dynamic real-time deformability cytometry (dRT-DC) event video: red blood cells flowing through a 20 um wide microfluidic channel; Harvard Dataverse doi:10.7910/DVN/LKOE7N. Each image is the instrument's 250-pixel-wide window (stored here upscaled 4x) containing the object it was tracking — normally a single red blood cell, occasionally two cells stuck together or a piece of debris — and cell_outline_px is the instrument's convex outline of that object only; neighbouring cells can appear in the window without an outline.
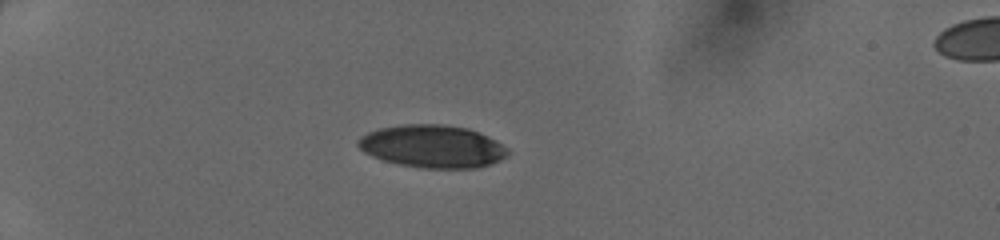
{"species": "human", "species_latin": "Homo sapiens", "temperature_condition": "cold", "stored_images_in_passage": 35, "camera_frame_rate_fps": 3000, "um_per_image_px": 0.085, "donor": {"sex": "female"}, "frame": {"image": 1, "passage_image": 1, "time_ms": 0.0, "image_size_px": [1000, 240], "cell_outline_px": [[508, 156], [492, 164], [476, 168], [420, 168], [400, 164], [384, 160], [372, 156], [364, 152], [356, 144], [356, 140], [360, 136], [368, 132], [380, 128], [404, 124], [444, 124], [468, 128], [480, 132], [496, 140], [508, 148]], "centroid_in_image_um": [36.77, 12.44], "position_along_channel_um": 48.2, "area_um2": 37.51}}
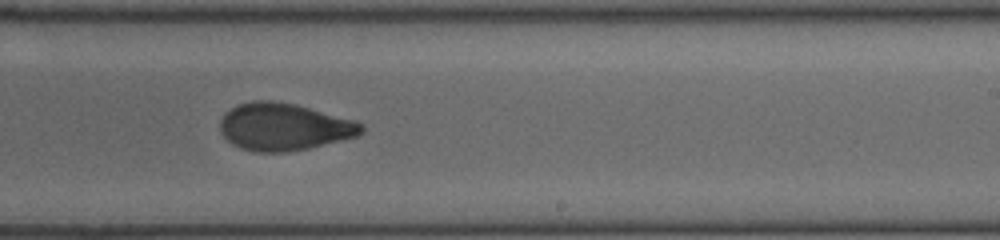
{"frame": {"image": 2, "passage_image": 19, "time_ms": 6.0, "image_size_px": [1000, 240], "cell_outline_px": [[364, 132], [360, 136], [308, 148], [284, 152], [252, 152], [240, 148], [232, 144], [220, 132], [220, 120], [224, 112], [236, 104], [252, 100], [272, 100], [292, 104], [356, 120], [364, 124]], "centroid_in_image_um": [24.12, 10.78], "position_along_channel_um": 264.9, "area_um2": 39.25}}
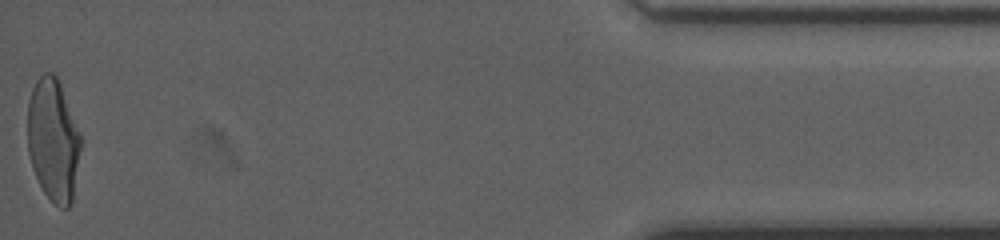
{"frame": {"image": 3, "passage_image": 35, "time_ms": 11.333, "image_size_px": [1000, 240], "cell_outline_px": [[80, 148], [72, 204], [68, 208], [60, 208], [44, 192], [32, 168], [28, 152], [28, 100], [32, 88], [36, 80], [44, 72], [52, 72], [56, 76], [60, 84], [80, 132]], "centroid_in_image_um": [4.51, 11.89], "position_along_channel_um": 430.7, "area_um2": 37.74}}